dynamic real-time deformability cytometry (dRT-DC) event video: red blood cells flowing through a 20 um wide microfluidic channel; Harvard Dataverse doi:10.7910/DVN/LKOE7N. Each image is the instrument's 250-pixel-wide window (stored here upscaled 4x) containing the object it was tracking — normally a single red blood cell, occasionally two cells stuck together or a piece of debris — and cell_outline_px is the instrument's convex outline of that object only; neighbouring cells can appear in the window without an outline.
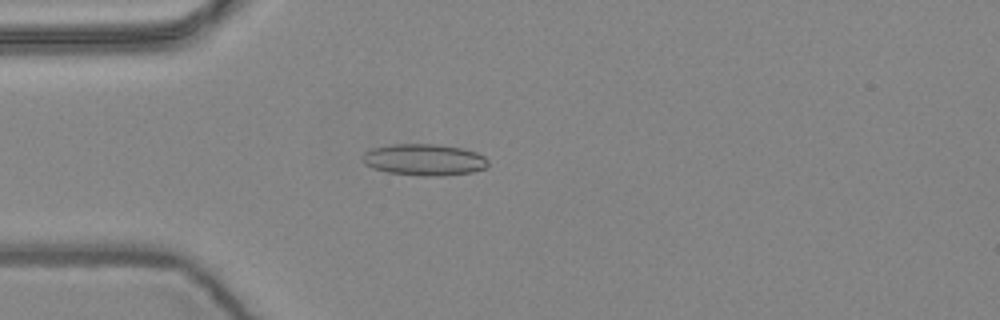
{"species": "common noctule bat (a hibernating species)", "species_latin": "Nyctalus noctula", "temperature_condition": "warm", "stored_images_in_passage": 5, "camera_frame_rate_fps": 3000, "um_per_image_px": 0.085, "animal": {"sex": "female", "body_mass_g": 24.6, "forearm_length_mm": 56.2}, "frame": {"image": 1, "passage_image": 5, "time_ms": 1.333, "image_size_px": [1000, 320], "cell_outline_px": [[488, 168], [472, 172], [444, 176], [420, 176], [388, 172], [372, 168], [364, 164], [364, 152], [372, 148], [388, 144], [440, 144], [464, 148], [476, 152], [484, 156], [488, 160]], "centroid_in_image_um": [36.09, 13.57], "position_along_channel_um": 48.9, "area_um2": 23.41}}